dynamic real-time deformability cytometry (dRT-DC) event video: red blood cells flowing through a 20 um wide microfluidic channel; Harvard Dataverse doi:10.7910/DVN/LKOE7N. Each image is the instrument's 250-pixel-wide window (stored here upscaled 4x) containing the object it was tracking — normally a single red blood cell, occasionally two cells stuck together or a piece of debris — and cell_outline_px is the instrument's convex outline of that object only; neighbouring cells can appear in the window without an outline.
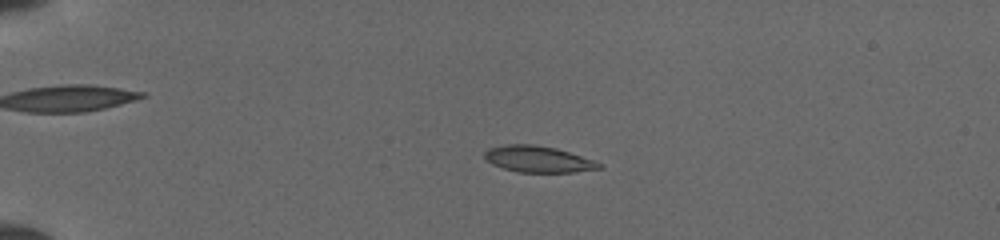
{"species": "common noctule bat (a hibernating species)", "species_latin": "Nyctalus noctula", "temperature_condition": "cold", "stored_images_in_passage": 52, "camera_frame_rate_fps": 3000, "um_per_image_px": 0.085, "animal": {"sex": "female", "body_mass_g": 19.5, "forearm_length_mm": 54.1}, "frame": {"image": 1, "passage_image": 14, "time_ms": 4.333, "image_size_px": [1000, 240], "cell_outline_px": [[604, 168], [576, 172], [516, 172], [492, 164], [484, 156], [484, 152], [488, 148], [508, 144], [536, 144], [556, 148], [596, 160], [604, 164]], "centroid_in_image_um": [45.81, 13.53], "position_along_channel_um": 39.2, "area_um2": 17.8}}
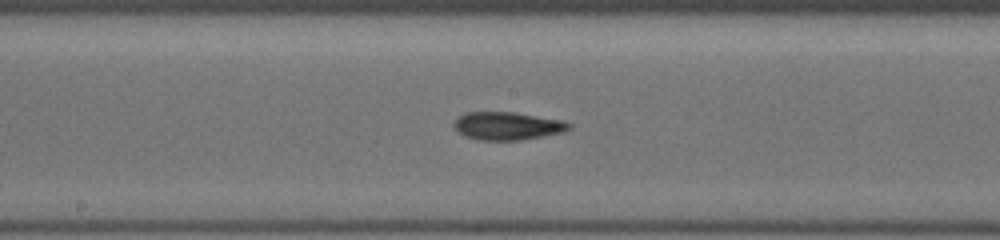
{"frame": {"image": 2, "passage_image": 30, "time_ms": 9.667, "image_size_px": [1000, 240], "cell_outline_px": [[572, 128], [564, 132], [544, 136], [520, 140], [476, 140], [464, 136], [456, 132], [452, 124], [456, 116], [464, 112], [516, 112], [564, 120], [572, 124]], "centroid_in_image_um": [43.1, 10.7], "position_along_channel_um": 205.1, "area_um2": 19.31}}
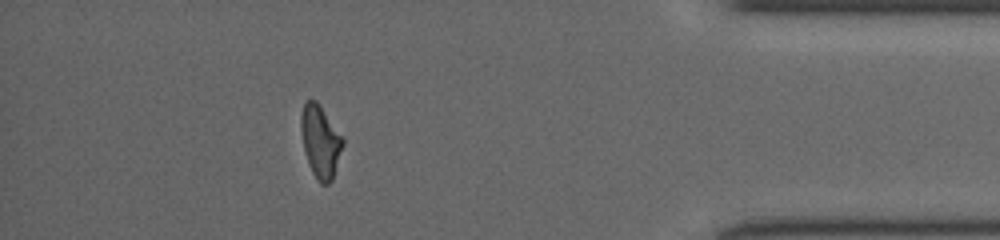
{"frame": {"image": 3, "passage_image": 47, "time_ms": 15.333, "image_size_px": [1000, 240], "cell_outline_px": [[344, 144], [332, 180], [328, 184], [320, 184], [316, 180], [308, 164], [304, 148], [300, 128], [300, 116], [304, 100], [316, 100], [320, 104], [344, 140]], "centroid_in_image_um": [27.22, 12.02], "position_along_channel_um": 408.0, "area_um2": 17.74}}